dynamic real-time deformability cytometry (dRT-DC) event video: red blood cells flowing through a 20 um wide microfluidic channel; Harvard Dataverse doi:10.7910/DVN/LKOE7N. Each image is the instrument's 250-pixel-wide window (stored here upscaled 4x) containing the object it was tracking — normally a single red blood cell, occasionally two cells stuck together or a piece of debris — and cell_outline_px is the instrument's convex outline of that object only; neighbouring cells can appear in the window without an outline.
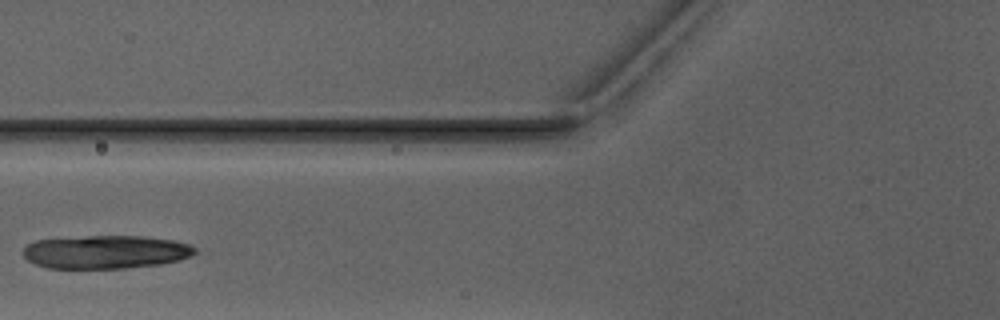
{"species": "Egyptian fruit bat (a non-hibernating species)", "species_latin": "Rousettus aegyptiacus", "temperature_condition": "warm", "stored_images_in_passage": 2, "camera_frame_rate_fps": 3000, "um_per_image_px": 0.085, "animal": {"sex": "male"}, "frame": {"image": 1, "passage_image": 2, "time_ms": 1.333, "image_size_px": [1000, 320], "cell_outline_px": [[196, 252], [192, 256], [180, 260], [160, 264], [124, 268], [48, 268], [36, 264], [28, 260], [20, 252], [28, 244], [36, 240], [88, 236], [140, 236], [172, 240], [188, 244], [196, 248]], "centroid_in_image_um": [8.98, 21.42], "position_along_channel_um": 116.8, "area_um2": 33.29}}